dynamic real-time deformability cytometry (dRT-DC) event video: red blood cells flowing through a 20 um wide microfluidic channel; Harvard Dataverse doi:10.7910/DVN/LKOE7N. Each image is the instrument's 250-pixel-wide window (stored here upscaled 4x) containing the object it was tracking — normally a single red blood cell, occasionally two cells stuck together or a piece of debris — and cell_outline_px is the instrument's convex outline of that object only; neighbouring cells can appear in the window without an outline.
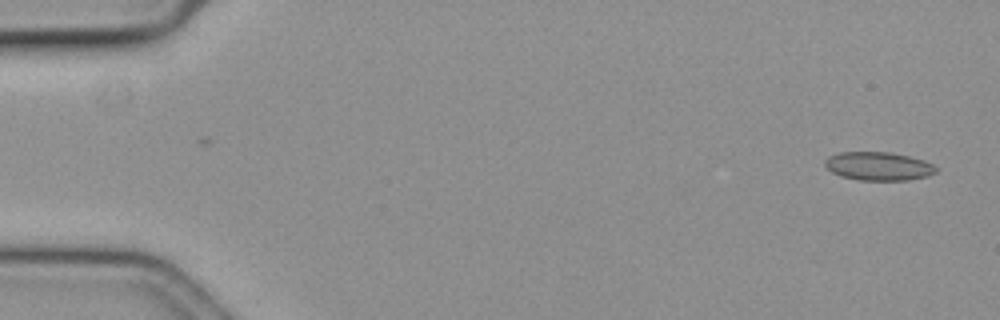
{"species": "common noctule bat (a hibernating species)", "species_latin": "Nyctalus noctula", "temperature_condition": "cold", "stored_images_in_passage": 11, "camera_frame_rate_fps": 3000, "um_per_image_px": 0.085, "animal": {"sex": "female", "body_mass_g": 19.3, "forearm_length_mm": 54.1}, "frame": {"image": 1, "passage_image": 2, "time_ms": 0.333, "image_size_px": [1000, 320], "cell_outline_px": [[936, 172], [928, 176], [908, 180], [860, 180], [840, 176], [832, 172], [824, 164], [824, 160], [828, 156], [840, 152], [888, 152], [908, 156], [924, 160], [932, 164], [936, 168]], "centroid_in_image_um": [74.65, 14.12], "position_along_channel_um": 10.4, "area_um2": 18.38}}